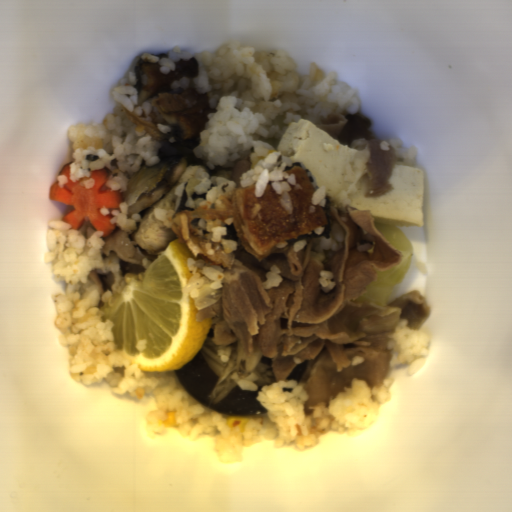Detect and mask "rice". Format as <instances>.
I'll use <instances>...</instances> for the list:
<instances>
[{
    "instance_id": "rice-1",
    "label": "rice",
    "mask_w": 512,
    "mask_h": 512,
    "mask_svg": "<svg viewBox=\"0 0 512 512\" xmlns=\"http://www.w3.org/2000/svg\"><path fill=\"white\" fill-rule=\"evenodd\" d=\"M43 263L51 262L49 272L53 281H64L65 294L55 291L50 297L57 312L54 325L62 333L58 342L68 351L69 376L84 385L101 383L103 378L111 391L133 398L144 394L155 397L156 409H147L145 426L148 436L166 434L167 429L159 421L167 419V411L176 410V431L190 440L199 434L214 436L212 449L222 463L242 462L243 447H251L263 441L273 440V447L280 448L293 441L298 450L305 446L320 444L319 437L330 430L346 433L350 439L356 437L380 416L382 405L392 400L389 387L396 381L385 378L380 386L372 388L365 379L353 378L351 388L338 392L335 398L308 406L313 410L305 414V403L310 395L304 383L293 378L277 380L272 368L266 363L258 364L247 378H239L234 371L232 378L242 390L258 391L256 400L267 414L251 415L242 432L239 426L230 427L224 415L210 409L189 395L171 372H142L138 363L130 365L119 353L112 328L115 325L99 309L100 302H107L120 288L123 281L121 259L114 249L110 255L102 252L104 231L87 226L86 236L73 229L70 223L61 220L48 221ZM111 272L114 282L111 290L103 294L97 285L88 279L90 272ZM113 293V294H112Z\"/></svg>"
},
{
    "instance_id": "rice-2",
    "label": "rice",
    "mask_w": 512,
    "mask_h": 512,
    "mask_svg": "<svg viewBox=\"0 0 512 512\" xmlns=\"http://www.w3.org/2000/svg\"><path fill=\"white\" fill-rule=\"evenodd\" d=\"M198 62V75L175 79L170 87L194 88L206 94L208 106L215 110L197 136L198 145L191 151L210 173L198 168L188 181L185 207L226 208L219 198L228 197L237 189L231 180L236 163L246 155L250 169L241 174V186L255 183L256 197H262L269 182L280 195L279 204L287 215L294 207L289 193L292 187L303 189L296 174L284 172L293 167L282 151L260 138L283 137L290 122L307 119L321 125L322 118L332 113L357 115L361 110L359 87L338 80V73L310 62L308 74L300 75L296 60L285 49L256 51L255 46H241V40L222 42L211 53H191L178 45L169 49L166 58L143 52L140 60L158 63L162 74L176 70L174 63L191 58Z\"/></svg>"
},
{
    "instance_id": "rice-3",
    "label": "rice",
    "mask_w": 512,
    "mask_h": 512,
    "mask_svg": "<svg viewBox=\"0 0 512 512\" xmlns=\"http://www.w3.org/2000/svg\"><path fill=\"white\" fill-rule=\"evenodd\" d=\"M121 85L111 90L115 100L113 113H106L101 123L86 125L80 123L68 127V139L73 142L74 150L69 164V180L79 182L84 189H92L95 179L91 172L109 169L110 174L105 187L111 191L125 193L132 174L137 173L145 164L152 168L160 162L158 152L162 143L154 140L152 135L128 119L125 109L136 113L143 120L157 126L158 130L168 136L167 142L176 143L178 137L163 114L154 106L158 96L151 95L139 106L137 73L129 71V78L120 79Z\"/></svg>"
},
{
    "instance_id": "rice-4",
    "label": "rice",
    "mask_w": 512,
    "mask_h": 512,
    "mask_svg": "<svg viewBox=\"0 0 512 512\" xmlns=\"http://www.w3.org/2000/svg\"><path fill=\"white\" fill-rule=\"evenodd\" d=\"M408 324V319L400 318L394 331H386L384 334L387 338V349L399 351L397 357L389 364L390 369L402 363H409L406 372L412 377L427 364L432 329L427 325L422 328H412L408 327Z\"/></svg>"
},
{
    "instance_id": "rice-5",
    "label": "rice",
    "mask_w": 512,
    "mask_h": 512,
    "mask_svg": "<svg viewBox=\"0 0 512 512\" xmlns=\"http://www.w3.org/2000/svg\"><path fill=\"white\" fill-rule=\"evenodd\" d=\"M234 224V217L226 218L222 221L218 219L195 218L188 222L189 230L195 236L204 237L199 244L206 255H214L215 249H212L213 243H221L224 253L235 252L238 242L234 240H226L222 236L228 234V229L224 225Z\"/></svg>"
},
{
    "instance_id": "rice-6",
    "label": "rice",
    "mask_w": 512,
    "mask_h": 512,
    "mask_svg": "<svg viewBox=\"0 0 512 512\" xmlns=\"http://www.w3.org/2000/svg\"><path fill=\"white\" fill-rule=\"evenodd\" d=\"M187 267L190 274L189 282L182 288V292H188L191 299L199 298L198 288L205 285L208 280H211V287L213 290L223 289L224 286L221 281L225 280L224 267L215 263L205 262L199 258L195 260L193 257L187 258Z\"/></svg>"
},
{
    "instance_id": "rice-7",
    "label": "rice",
    "mask_w": 512,
    "mask_h": 512,
    "mask_svg": "<svg viewBox=\"0 0 512 512\" xmlns=\"http://www.w3.org/2000/svg\"><path fill=\"white\" fill-rule=\"evenodd\" d=\"M99 212L103 215H113L110 224H115L125 233H135L138 229V223H142V216L139 213H132L128 218V204L123 201L118 205V209L108 210L106 206H102Z\"/></svg>"
},
{
    "instance_id": "rice-8",
    "label": "rice",
    "mask_w": 512,
    "mask_h": 512,
    "mask_svg": "<svg viewBox=\"0 0 512 512\" xmlns=\"http://www.w3.org/2000/svg\"><path fill=\"white\" fill-rule=\"evenodd\" d=\"M386 142H389L391 146L394 148L398 165L416 168L418 153L414 146L405 147L400 139H394Z\"/></svg>"
}]
</instances>
